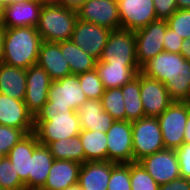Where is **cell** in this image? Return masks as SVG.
<instances>
[{"label": "cell", "instance_id": "obj_1", "mask_svg": "<svg viewBox=\"0 0 190 190\" xmlns=\"http://www.w3.org/2000/svg\"><path fill=\"white\" fill-rule=\"evenodd\" d=\"M42 42L36 27L5 28L2 63L27 70L37 64Z\"/></svg>", "mask_w": 190, "mask_h": 190}, {"label": "cell", "instance_id": "obj_2", "mask_svg": "<svg viewBox=\"0 0 190 190\" xmlns=\"http://www.w3.org/2000/svg\"><path fill=\"white\" fill-rule=\"evenodd\" d=\"M81 125L77 111L65 112L39 111L34 117V134L40 144L72 138L79 135Z\"/></svg>", "mask_w": 190, "mask_h": 190}, {"label": "cell", "instance_id": "obj_3", "mask_svg": "<svg viewBox=\"0 0 190 190\" xmlns=\"http://www.w3.org/2000/svg\"><path fill=\"white\" fill-rule=\"evenodd\" d=\"M77 19V10L60 4H43L36 28L43 41L59 43L71 40Z\"/></svg>", "mask_w": 190, "mask_h": 190}, {"label": "cell", "instance_id": "obj_4", "mask_svg": "<svg viewBox=\"0 0 190 190\" xmlns=\"http://www.w3.org/2000/svg\"><path fill=\"white\" fill-rule=\"evenodd\" d=\"M87 100L78 75L70 74L57 81H52L48 101L40 111L67 112L77 109Z\"/></svg>", "mask_w": 190, "mask_h": 190}, {"label": "cell", "instance_id": "obj_5", "mask_svg": "<svg viewBox=\"0 0 190 190\" xmlns=\"http://www.w3.org/2000/svg\"><path fill=\"white\" fill-rule=\"evenodd\" d=\"M132 143L134 162L164 150L161 128L157 117H144L132 121Z\"/></svg>", "mask_w": 190, "mask_h": 190}, {"label": "cell", "instance_id": "obj_6", "mask_svg": "<svg viewBox=\"0 0 190 190\" xmlns=\"http://www.w3.org/2000/svg\"><path fill=\"white\" fill-rule=\"evenodd\" d=\"M190 112V102L173 101L158 116L165 149H177L184 143V131Z\"/></svg>", "mask_w": 190, "mask_h": 190}, {"label": "cell", "instance_id": "obj_7", "mask_svg": "<svg viewBox=\"0 0 190 190\" xmlns=\"http://www.w3.org/2000/svg\"><path fill=\"white\" fill-rule=\"evenodd\" d=\"M117 65H138L134 31L112 30L99 60Z\"/></svg>", "mask_w": 190, "mask_h": 190}, {"label": "cell", "instance_id": "obj_8", "mask_svg": "<svg viewBox=\"0 0 190 190\" xmlns=\"http://www.w3.org/2000/svg\"><path fill=\"white\" fill-rule=\"evenodd\" d=\"M167 27L166 20L158 19L134 31L136 58L140 67L164 51L163 39Z\"/></svg>", "mask_w": 190, "mask_h": 190}, {"label": "cell", "instance_id": "obj_9", "mask_svg": "<svg viewBox=\"0 0 190 190\" xmlns=\"http://www.w3.org/2000/svg\"><path fill=\"white\" fill-rule=\"evenodd\" d=\"M106 135L107 161L116 164L133 163L132 122L115 120Z\"/></svg>", "mask_w": 190, "mask_h": 190}, {"label": "cell", "instance_id": "obj_10", "mask_svg": "<svg viewBox=\"0 0 190 190\" xmlns=\"http://www.w3.org/2000/svg\"><path fill=\"white\" fill-rule=\"evenodd\" d=\"M77 13L78 19L111 31L121 28L117 0H88L77 9Z\"/></svg>", "mask_w": 190, "mask_h": 190}, {"label": "cell", "instance_id": "obj_11", "mask_svg": "<svg viewBox=\"0 0 190 190\" xmlns=\"http://www.w3.org/2000/svg\"><path fill=\"white\" fill-rule=\"evenodd\" d=\"M159 184L180 178L179 162L174 149H164L138 161Z\"/></svg>", "mask_w": 190, "mask_h": 190}, {"label": "cell", "instance_id": "obj_12", "mask_svg": "<svg viewBox=\"0 0 190 190\" xmlns=\"http://www.w3.org/2000/svg\"><path fill=\"white\" fill-rule=\"evenodd\" d=\"M51 82L49 74L38 64L30 66L26 70V95L24 103L34 117L48 101Z\"/></svg>", "mask_w": 190, "mask_h": 190}, {"label": "cell", "instance_id": "obj_13", "mask_svg": "<svg viewBox=\"0 0 190 190\" xmlns=\"http://www.w3.org/2000/svg\"><path fill=\"white\" fill-rule=\"evenodd\" d=\"M121 29L136 31L158 20L153 0H117Z\"/></svg>", "mask_w": 190, "mask_h": 190}, {"label": "cell", "instance_id": "obj_14", "mask_svg": "<svg viewBox=\"0 0 190 190\" xmlns=\"http://www.w3.org/2000/svg\"><path fill=\"white\" fill-rule=\"evenodd\" d=\"M111 30L77 19L71 40L86 54L99 60Z\"/></svg>", "mask_w": 190, "mask_h": 190}, {"label": "cell", "instance_id": "obj_15", "mask_svg": "<svg viewBox=\"0 0 190 190\" xmlns=\"http://www.w3.org/2000/svg\"><path fill=\"white\" fill-rule=\"evenodd\" d=\"M140 98L145 117L160 116L172 103L166 86L140 72Z\"/></svg>", "mask_w": 190, "mask_h": 190}, {"label": "cell", "instance_id": "obj_16", "mask_svg": "<svg viewBox=\"0 0 190 190\" xmlns=\"http://www.w3.org/2000/svg\"><path fill=\"white\" fill-rule=\"evenodd\" d=\"M0 125L22 129L30 134L34 132V116L28 111L24 100L0 93Z\"/></svg>", "mask_w": 190, "mask_h": 190}, {"label": "cell", "instance_id": "obj_17", "mask_svg": "<svg viewBox=\"0 0 190 190\" xmlns=\"http://www.w3.org/2000/svg\"><path fill=\"white\" fill-rule=\"evenodd\" d=\"M43 3L41 0L6 5L2 8V23L5 28L36 27Z\"/></svg>", "mask_w": 190, "mask_h": 190}, {"label": "cell", "instance_id": "obj_18", "mask_svg": "<svg viewBox=\"0 0 190 190\" xmlns=\"http://www.w3.org/2000/svg\"><path fill=\"white\" fill-rule=\"evenodd\" d=\"M163 84L173 101L190 102V61L175 53V69Z\"/></svg>", "mask_w": 190, "mask_h": 190}, {"label": "cell", "instance_id": "obj_19", "mask_svg": "<svg viewBox=\"0 0 190 190\" xmlns=\"http://www.w3.org/2000/svg\"><path fill=\"white\" fill-rule=\"evenodd\" d=\"M116 165L110 161H87L81 165L78 184L83 190H107L111 170Z\"/></svg>", "mask_w": 190, "mask_h": 190}, {"label": "cell", "instance_id": "obj_20", "mask_svg": "<svg viewBox=\"0 0 190 190\" xmlns=\"http://www.w3.org/2000/svg\"><path fill=\"white\" fill-rule=\"evenodd\" d=\"M37 64L49 74L52 81H57L71 74L69 64L60 50V42L43 41Z\"/></svg>", "mask_w": 190, "mask_h": 190}, {"label": "cell", "instance_id": "obj_21", "mask_svg": "<svg viewBox=\"0 0 190 190\" xmlns=\"http://www.w3.org/2000/svg\"><path fill=\"white\" fill-rule=\"evenodd\" d=\"M39 144L36 135L30 133L24 136L7 154L27 190H29L30 157Z\"/></svg>", "mask_w": 190, "mask_h": 190}, {"label": "cell", "instance_id": "obj_22", "mask_svg": "<svg viewBox=\"0 0 190 190\" xmlns=\"http://www.w3.org/2000/svg\"><path fill=\"white\" fill-rule=\"evenodd\" d=\"M80 163L54 159L42 190H66L78 183Z\"/></svg>", "mask_w": 190, "mask_h": 190}, {"label": "cell", "instance_id": "obj_23", "mask_svg": "<svg viewBox=\"0 0 190 190\" xmlns=\"http://www.w3.org/2000/svg\"><path fill=\"white\" fill-rule=\"evenodd\" d=\"M81 130L106 132L113 122V117L104 111L101 100H86L78 109Z\"/></svg>", "mask_w": 190, "mask_h": 190}, {"label": "cell", "instance_id": "obj_24", "mask_svg": "<svg viewBox=\"0 0 190 190\" xmlns=\"http://www.w3.org/2000/svg\"><path fill=\"white\" fill-rule=\"evenodd\" d=\"M96 71L105 89L120 88L141 72L139 65H117L97 61Z\"/></svg>", "mask_w": 190, "mask_h": 190}, {"label": "cell", "instance_id": "obj_25", "mask_svg": "<svg viewBox=\"0 0 190 190\" xmlns=\"http://www.w3.org/2000/svg\"><path fill=\"white\" fill-rule=\"evenodd\" d=\"M54 157L47 146L39 144L30 157L29 190L42 189L49 175Z\"/></svg>", "mask_w": 190, "mask_h": 190}, {"label": "cell", "instance_id": "obj_26", "mask_svg": "<svg viewBox=\"0 0 190 190\" xmlns=\"http://www.w3.org/2000/svg\"><path fill=\"white\" fill-rule=\"evenodd\" d=\"M0 93L13 99L24 100L26 69L0 63Z\"/></svg>", "mask_w": 190, "mask_h": 190}, {"label": "cell", "instance_id": "obj_27", "mask_svg": "<svg viewBox=\"0 0 190 190\" xmlns=\"http://www.w3.org/2000/svg\"><path fill=\"white\" fill-rule=\"evenodd\" d=\"M60 50L71 69V74H81L96 68L97 59L86 54L72 40L60 42Z\"/></svg>", "mask_w": 190, "mask_h": 190}, {"label": "cell", "instance_id": "obj_28", "mask_svg": "<svg viewBox=\"0 0 190 190\" xmlns=\"http://www.w3.org/2000/svg\"><path fill=\"white\" fill-rule=\"evenodd\" d=\"M79 137L85 151V162L107 161L106 132L81 130Z\"/></svg>", "mask_w": 190, "mask_h": 190}, {"label": "cell", "instance_id": "obj_29", "mask_svg": "<svg viewBox=\"0 0 190 190\" xmlns=\"http://www.w3.org/2000/svg\"><path fill=\"white\" fill-rule=\"evenodd\" d=\"M120 88L124 99L126 121L132 122L144 118L145 112L140 98V72Z\"/></svg>", "mask_w": 190, "mask_h": 190}, {"label": "cell", "instance_id": "obj_30", "mask_svg": "<svg viewBox=\"0 0 190 190\" xmlns=\"http://www.w3.org/2000/svg\"><path fill=\"white\" fill-rule=\"evenodd\" d=\"M47 147L54 159L85 163V151L79 135L50 142Z\"/></svg>", "mask_w": 190, "mask_h": 190}, {"label": "cell", "instance_id": "obj_31", "mask_svg": "<svg viewBox=\"0 0 190 190\" xmlns=\"http://www.w3.org/2000/svg\"><path fill=\"white\" fill-rule=\"evenodd\" d=\"M175 69V53L163 51L141 67L145 76L164 82Z\"/></svg>", "mask_w": 190, "mask_h": 190}, {"label": "cell", "instance_id": "obj_32", "mask_svg": "<svg viewBox=\"0 0 190 190\" xmlns=\"http://www.w3.org/2000/svg\"><path fill=\"white\" fill-rule=\"evenodd\" d=\"M101 103L104 111L109 113L114 120L126 121L121 88L105 89L101 97Z\"/></svg>", "mask_w": 190, "mask_h": 190}, {"label": "cell", "instance_id": "obj_33", "mask_svg": "<svg viewBox=\"0 0 190 190\" xmlns=\"http://www.w3.org/2000/svg\"><path fill=\"white\" fill-rule=\"evenodd\" d=\"M0 188L1 190H25L24 183L15 172L7 155L0 157Z\"/></svg>", "mask_w": 190, "mask_h": 190}, {"label": "cell", "instance_id": "obj_34", "mask_svg": "<svg viewBox=\"0 0 190 190\" xmlns=\"http://www.w3.org/2000/svg\"><path fill=\"white\" fill-rule=\"evenodd\" d=\"M80 86L87 98V100L97 99L101 100L105 87L102 84L96 69L78 74Z\"/></svg>", "mask_w": 190, "mask_h": 190}, {"label": "cell", "instance_id": "obj_35", "mask_svg": "<svg viewBox=\"0 0 190 190\" xmlns=\"http://www.w3.org/2000/svg\"><path fill=\"white\" fill-rule=\"evenodd\" d=\"M131 190H159L160 185L139 162L130 163Z\"/></svg>", "mask_w": 190, "mask_h": 190}, {"label": "cell", "instance_id": "obj_36", "mask_svg": "<svg viewBox=\"0 0 190 190\" xmlns=\"http://www.w3.org/2000/svg\"><path fill=\"white\" fill-rule=\"evenodd\" d=\"M168 27L184 40L190 38V9H178L167 20Z\"/></svg>", "mask_w": 190, "mask_h": 190}, {"label": "cell", "instance_id": "obj_37", "mask_svg": "<svg viewBox=\"0 0 190 190\" xmlns=\"http://www.w3.org/2000/svg\"><path fill=\"white\" fill-rule=\"evenodd\" d=\"M107 190H131L130 163L117 164L111 170Z\"/></svg>", "mask_w": 190, "mask_h": 190}, {"label": "cell", "instance_id": "obj_38", "mask_svg": "<svg viewBox=\"0 0 190 190\" xmlns=\"http://www.w3.org/2000/svg\"><path fill=\"white\" fill-rule=\"evenodd\" d=\"M26 135L22 129L0 125V157L6 156Z\"/></svg>", "mask_w": 190, "mask_h": 190}, {"label": "cell", "instance_id": "obj_39", "mask_svg": "<svg viewBox=\"0 0 190 190\" xmlns=\"http://www.w3.org/2000/svg\"><path fill=\"white\" fill-rule=\"evenodd\" d=\"M175 152L179 162L180 176L190 179V143H183L175 149Z\"/></svg>", "mask_w": 190, "mask_h": 190}, {"label": "cell", "instance_id": "obj_40", "mask_svg": "<svg viewBox=\"0 0 190 190\" xmlns=\"http://www.w3.org/2000/svg\"><path fill=\"white\" fill-rule=\"evenodd\" d=\"M157 19L167 20L178 10L176 0H153Z\"/></svg>", "mask_w": 190, "mask_h": 190}, {"label": "cell", "instance_id": "obj_41", "mask_svg": "<svg viewBox=\"0 0 190 190\" xmlns=\"http://www.w3.org/2000/svg\"><path fill=\"white\" fill-rule=\"evenodd\" d=\"M183 41L184 39L181 36H178L175 31L167 27L163 39L164 51L180 53Z\"/></svg>", "mask_w": 190, "mask_h": 190}, {"label": "cell", "instance_id": "obj_42", "mask_svg": "<svg viewBox=\"0 0 190 190\" xmlns=\"http://www.w3.org/2000/svg\"><path fill=\"white\" fill-rule=\"evenodd\" d=\"M159 190H190V179L180 177L160 185Z\"/></svg>", "mask_w": 190, "mask_h": 190}, {"label": "cell", "instance_id": "obj_43", "mask_svg": "<svg viewBox=\"0 0 190 190\" xmlns=\"http://www.w3.org/2000/svg\"><path fill=\"white\" fill-rule=\"evenodd\" d=\"M180 54L190 61V38L183 41L181 45Z\"/></svg>", "mask_w": 190, "mask_h": 190}, {"label": "cell", "instance_id": "obj_44", "mask_svg": "<svg viewBox=\"0 0 190 190\" xmlns=\"http://www.w3.org/2000/svg\"><path fill=\"white\" fill-rule=\"evenodd\" d=\"M86 1L88 0H62V5L77 10Z\"/></svg>", "mask_w": 190, "mask_h": 190}, {"label": "cell", "instance_id": "obj_45", "mask_svg": "<svg viewBox=\"0 0 190 190\" xmlns=\"http://www.w3.org/2000/svg\"><path fill=\"white\" fill-rule=\"evenodd\" d=\"M5 35V27L0 26V63L3 61V41Z\"/></svg>", "mask_w": 190, "mask_h": 190}, {"label": "cell", "instance_id": "obj_46", "mask_svg": "<svg viewBox=\"0 0 190 190\" xmlns=\"http://www.w3.org/2000/svg\"><path fill=\"white\" fill-rule=\"evenodd\" d=\"M184 143H190V112L184 131Z\"/></svg>", "mask_w": 190, "mask_h": 190}, {"label": "cell", "instance_id": "obj_47", "mask_svg": "<svg viewBox=\"0 0 190 190\" xmlns=\"http://www.w3.org/2000/svg\"><path fill=\"white\" fill-rule=\"evenodd\" d=\"M178 9H190V0H176Z\"/></svg>", "mask_w": 190, "mask_h": 190}, {"label": "cell", "instance_id": "obj_48", "mask_svg": "<svg viewBox=\"0 0 190 190\" xmlns=\"http://www.w3.org/2000/svg\"><path fill=\"white\" fill-rule=\"evenodd\" d=\"M43 4H60L62 5V0H41Z\"/></svg>", "mask_w": 190, "mask_h": 190}, {"label": "cell", "instance_id": "obj_49", "mask_svg": "<svg viewBox=\"0 0 190 190\" xmlns=\"http://www.w3.org/2000/svg\"><path fill=\"white\" fill-rule=\"evenodd\" d=\"M29 1H32V0H7V5L16 4V3H23V2H29Z\"/></svg>", "mask_w": 190, "mask_h": 190}, {"label": "cell", "instance_id": "obj_50", "mask_svg": "<svg viewBox=\"0 0 190 190\" xmlns=\"http://www.w3.org/2000/svg\"><path fill=\"white\" fill-rule=\"evenodd\" d=\"M66 190H83L82 187L77 183L70 187H68Z\"/></svg>", "mask_w": 190, "mask_h": 190}, {"label": "cell", "instance_id": "obj_51", "mask_svg": "<svg viewBox=\"0 0 190 190\" xmlns=\"http://www.w3.org/2000/svg\"><path fill=\"white\" fill-rule=\"evenodd\" d=\"M7 5V0H0V7L3 8Z\"/></svg>", "mask_w": 190, "mask_h": 190}, {"label": "cell", "instance_id": "obj_52", "mask_svg": "<svg viewBox=\"0 0 190 190\" xmlns=\"http://www.w3.org/2000/svg\"><path fill=\"white\" fill-rule=\"evenodd\" d=\"M0 26H3L2 23V8L0 7Z\"/></svg>", "mask_w": 190, "mask_h": 190}]
</instances>
